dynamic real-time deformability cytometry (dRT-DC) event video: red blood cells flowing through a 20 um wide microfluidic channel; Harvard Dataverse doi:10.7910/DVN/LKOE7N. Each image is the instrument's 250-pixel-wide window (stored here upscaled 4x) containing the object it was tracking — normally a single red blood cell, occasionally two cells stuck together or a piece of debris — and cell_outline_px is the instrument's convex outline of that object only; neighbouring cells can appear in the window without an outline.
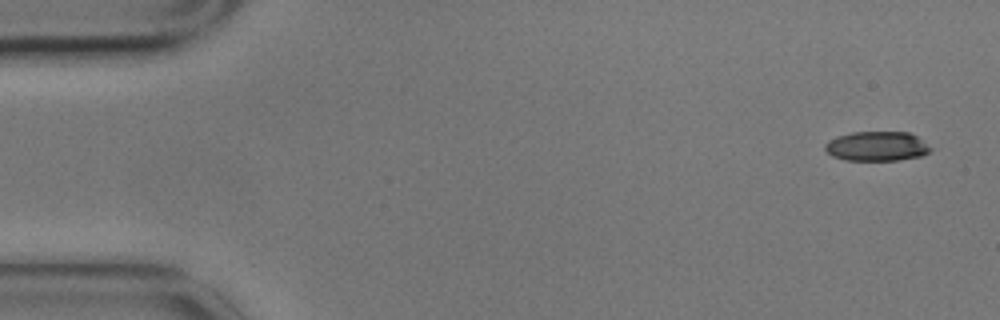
{"species": "common noctule bat (a hibernating species)", "species_latin": "Nyctalus noctula", "temperature_condition": "cold", "stored_images_in_passage": 3, "camera_frame_rate_fps": 3000, "um_per_image_px": 0.085, "animal": {"sex": "male", "body_mass_g": 17.9}, "frame": {"image": 1, "passage_image": 1, "time_ms": 0.0, "image_size_px": [1000, 320], "cell_outline_px": [[932, 148], [928, 152], [920, 156], [896, 160], [844, 160], [832, 156], [824, 148], [824, 144], [828, 140], [836, 136], [852, 132], [908, 132], [916, 136]], "centroid_in_image_um": [74.48, 12.42], "position_along_channel_um": 10.5, "area_um2": 18.09}}